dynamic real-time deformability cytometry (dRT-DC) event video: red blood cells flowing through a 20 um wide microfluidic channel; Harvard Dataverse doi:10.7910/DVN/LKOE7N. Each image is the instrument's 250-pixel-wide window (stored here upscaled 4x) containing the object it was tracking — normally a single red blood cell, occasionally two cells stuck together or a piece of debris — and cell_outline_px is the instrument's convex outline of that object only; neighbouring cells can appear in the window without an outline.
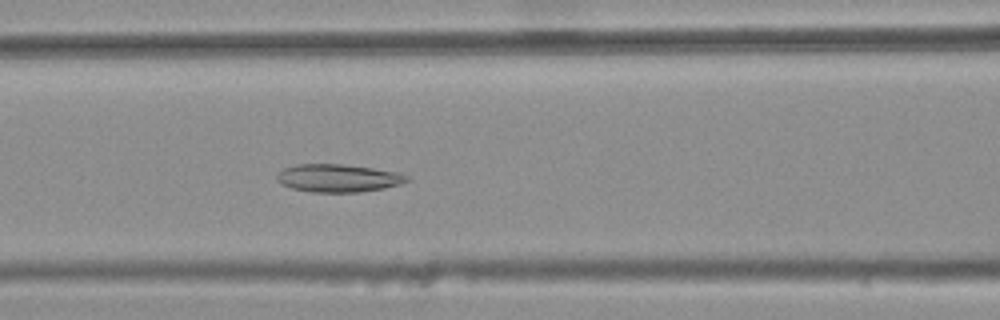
{"species": "common noctule bat (a hibernating species)", "species_latin": "Nyctalus noctula", "temperature_condition": "warm", "stored_images_in_passage": 45, "camera_frame_rate_fps": 3000, "um_per_image_px": 0.085, "animal": {"sex": "female", "body_mass_g": 25.1}, "frame": {"image": 1, "passage_image": 23, "time_ms": 7.333, "image_size_px": [1000, 320], "cell_outline_px": [[412, 180], [400, 184], [384, 188], [360, 192], [312, 192], [292, 188], [280, 184], [276, 180], [276, 176], [284, 168], [296, 164], [340, 164], [372, 168], [396, 172], [408, 176]], "centroid_in_image_um": [28.74, 15.14], "position_along_channel_um": 137.9, "area_um2": 21.1}}
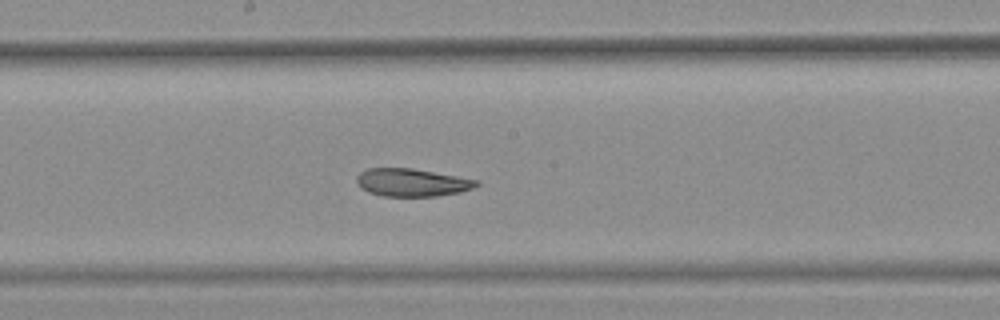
{"frame": {"image": 2, "passage_image": 29, "time_ms": 9.333, "image_size_px": [1000, 320], "cell_outline_px": [[480, 184], [472, 188], [460, 192], [436, 196], [384, 196], [368, 192], [360, 188], [356, 180], [356, 176], [360, 172], [368, 168], [412, 168], [480, 180]], "centroid_in_image_um": [35.01, 15.51], "position_along_channel_um": 213.2, "area_um2": 19.48}}
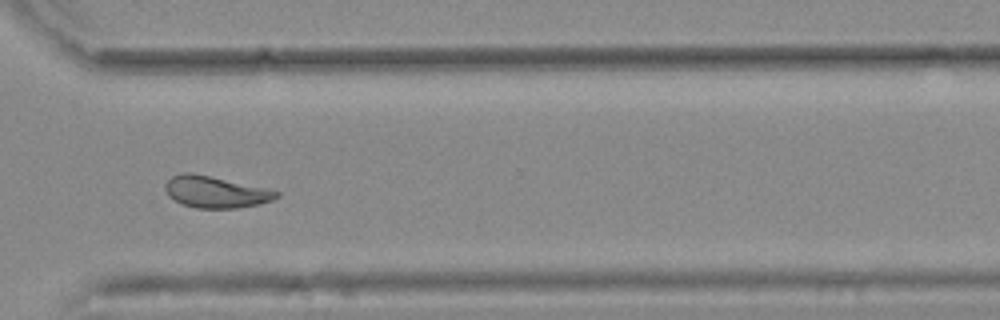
{"frame": {"image": 3, "passage_image": 40, "time_ms": 13.0, "image_size_px": [1000, 320], "cell_outline_px": [[280, 196], [272, 200], [260, 204], [236, 208], [196, 208], [180, 204], [168, 196], [164, 188], [164, 184], [172, 176], [184, 172], [192, 172], [264, 188], [280, 192]], "centroid_in_image_um": [18.28, 16.32], "position_along_channel_um": 352.3, "area_um2": 20.46}, "authors_computed_cell_mechanics": {"area_um2": 21.2126, "velocity_mm_per_s": 3.7877, "shape_relaxation_time_tau1_ms": null, "shape_relaxation_time_tau2_ms": 3.5886, "deformation_change_tau1": null, "deformation_change_tau2": 0.0975}}